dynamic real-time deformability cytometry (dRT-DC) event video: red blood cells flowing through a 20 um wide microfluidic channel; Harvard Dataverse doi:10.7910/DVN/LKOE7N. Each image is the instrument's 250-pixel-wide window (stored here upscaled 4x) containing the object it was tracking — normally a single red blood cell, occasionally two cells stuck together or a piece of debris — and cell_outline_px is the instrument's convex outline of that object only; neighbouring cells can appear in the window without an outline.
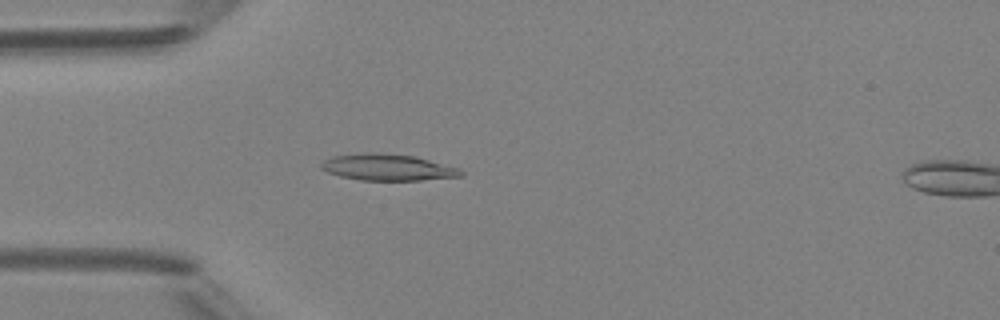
{"species": "Egyptian fruit bat (a non-hibernating species)", "species_latin": "Rousettus aegyptiacus", "temperature_condition": "room temperature", "stored_images_in_passage": 5, "segment_of_instrument_passage": [1, 2], "camera_frame_rate_fps": 3000, "um_per_image_px": 0.085, "animal": {"sex": "female"}, "frame": {"image": 1, "passage_image": 4, "time_ms": 3.667, "image_size_px": [1000, 320], "cell_outline_px": [[464, 176], [420, 180], [360, 180], [340, 176], [328, 172], [320, 168], [320, 164], [324, 160], [332, 156], [368, 152], [376, 152], [416, 156], [456, 168], [464, 172]], "centroid_in_image_um": [32.92, 14.22], "position_along_channel_um": 52.1, "area_um2": 21.44}}